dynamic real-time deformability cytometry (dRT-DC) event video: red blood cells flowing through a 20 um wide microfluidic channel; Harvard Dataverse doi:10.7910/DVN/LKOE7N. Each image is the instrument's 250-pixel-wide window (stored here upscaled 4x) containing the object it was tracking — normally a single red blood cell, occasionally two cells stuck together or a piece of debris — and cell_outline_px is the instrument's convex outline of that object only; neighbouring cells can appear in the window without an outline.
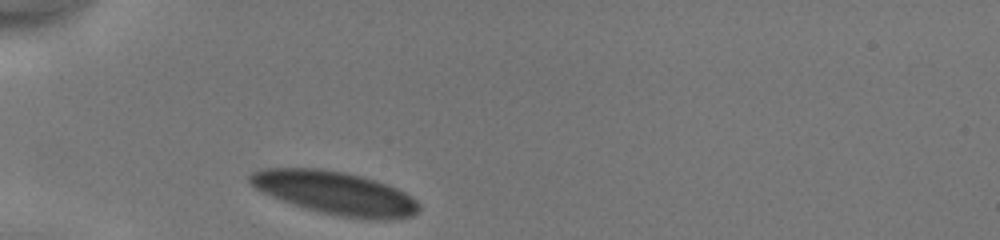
{"species": "human", "species_latin": "Homo sapiens", "temperature_condition": "cold", "stored_images_in_passage": 27, "camera_frame_rate_fps": 3000, "um_per_image_px": 0.085, "donor": {"sex": "male"}, "frame": {"image": 1, "passage_image": 1, "time_ms": 0.0, "image_size_px": [1000, 240], "cell_outline_px": [[420, 208], [412, 216], [388, 220], [368, 220], [344, 216], [324, 212], [292, 204], [272, 196], [248, 184], [248, 176], [252, 172], [264, 168], [320, 168], [348, 172], [376, 180], [388, 184], [412, 196], [420, 204]], "centroid_in_image_um": [28.51, 16.38], "position_along_channel_um": 56.5, "area_um2": 42.48}}
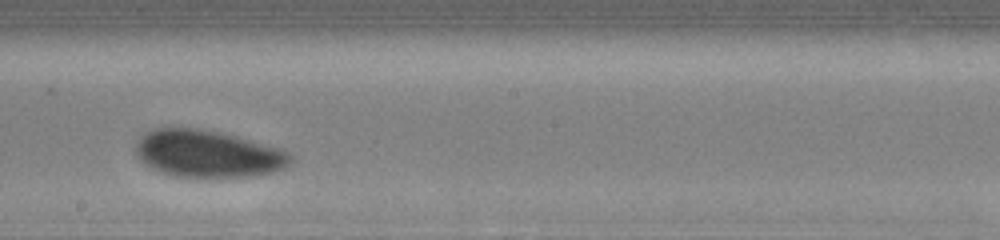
{"frame": {"image": 2, "passage_image": 15, "time_ms": 4.667, "image_size_px": [1000, 240], "cell_outline_px": [[292, 160], [284, 168], [276, 172], [256, 176], [212, 180], [204, 180], [172, 176], [160, 172], [144, 164], [140, 160], [136, 152], [136, 140], [144, 132], [156, 128], [196, 128], [236, 136], [280, 148], [288, 152], [292, 156]], "centroid_in_image_um": [17.66, 13.13], "position_along_channel_um": 230.5, "area_um2": 43.75}}
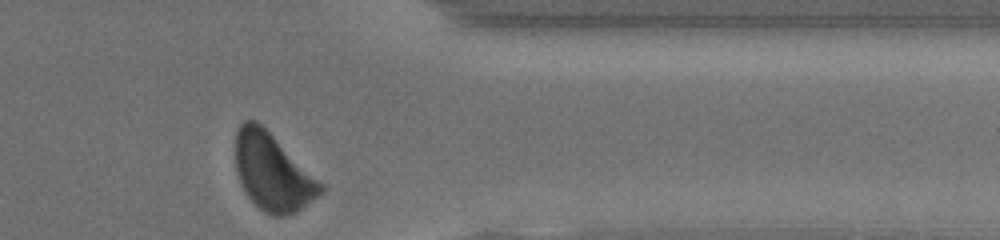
{"frame": {"image": 3, "passage_image": 27, "time_ms": 8.667, "image_size_px": [1000, 240], "cell_outline_px": [[324, 192], [296, 212], [284, 216], [272, 216], [260, 208], [244, 192], [236, 172], [236, 132], [240, 124], [244, 120], [256, 120], [324, 184]], "centroid_in_image_um": [23.17, 14.65], "position_along_channel_um": 388.2, "area_um2": 37.86}, "authors_computed_cell_mechanics": {"area_um2": 42.4252, "velocity_mm_per_s": 4.1034, "shape_relaxation_time_tau1_ms": 1.7412, "shape_relaxation_time_tau2_ms": null, "deformation_change_tau1": 0.0736, "deformation_change_tau2": null}}